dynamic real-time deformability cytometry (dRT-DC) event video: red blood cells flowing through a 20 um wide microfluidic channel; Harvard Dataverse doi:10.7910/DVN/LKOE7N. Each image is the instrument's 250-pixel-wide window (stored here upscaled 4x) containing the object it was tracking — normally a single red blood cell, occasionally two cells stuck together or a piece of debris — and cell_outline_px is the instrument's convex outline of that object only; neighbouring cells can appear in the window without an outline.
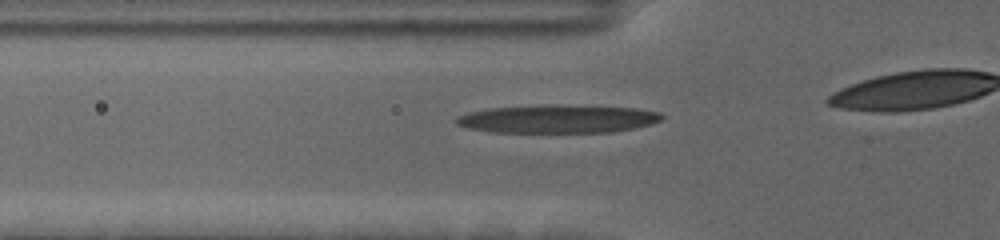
{"species": "human", "species_latin": "Homo sapiens", "temperature_condition": "cold", "stored_images_in_passage": 25, "camera_frame_rate_fps": 3000, "um_per_image_px": 0.085, "donor": {"sex": "female"}, "frame": {"image": 1, "passage_image": 16, "time_ms": 5.0, "image_size_px": [1000, 240], "cell_outline_px": [[664, 116], [660, 120], [652, 124], [612, 132], [488, 132], [468, 128], [456, 124], [452, 120], [456, 116], [468, 112], [488, 108], [544, 104], [548, 104], [636, 108], [660, 112]], "centroid_in_image_um": [47.34, 10.1], "position_along_channel_um": 78.5, "area_um2": 34.1}}
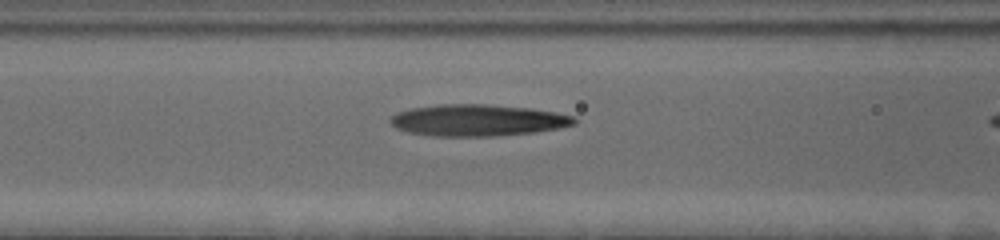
{"frame": {"image": 2, "passage_image": 20, "time_ms": 6.333, "image_size_px": [1000, 240], "cell_outline_px": [[576, 124], [556, 128], [532, 132], [496, 136], [432, 136], [408, 132], [396, 128], [388, 120], [396, 112], [412, 108], [440, 104], [484, 104], [532, 108], [556, 112], [572, 116], [576, 120]], "centroid_in_image_um": [40.57, 10.22], "position_along_channel_um": 126.0, "area_um2": 33.81}}
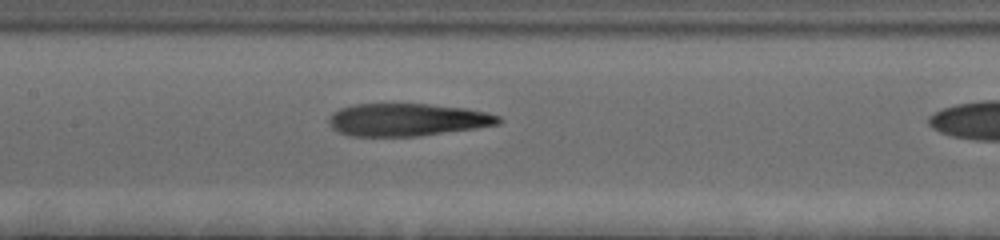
{"frame": {"image": 3, "passage_image": 24, "time_ms": 7.667, "image_size_px": [1000, 240], "cell_outline_px": [[504, 120], [500, 124], [476, 128], [420, 136], [352, 136], [340, 132], [332, 128], [328, 120], [332, 112], [340, 108], [352, 104], [428, 104], [464, 108], [488, 112], [500, 116]], "centroid_in_image_um": [34.64, 10.17], "position_along_channel_um": 172.8, "area_um2": 32.37}}